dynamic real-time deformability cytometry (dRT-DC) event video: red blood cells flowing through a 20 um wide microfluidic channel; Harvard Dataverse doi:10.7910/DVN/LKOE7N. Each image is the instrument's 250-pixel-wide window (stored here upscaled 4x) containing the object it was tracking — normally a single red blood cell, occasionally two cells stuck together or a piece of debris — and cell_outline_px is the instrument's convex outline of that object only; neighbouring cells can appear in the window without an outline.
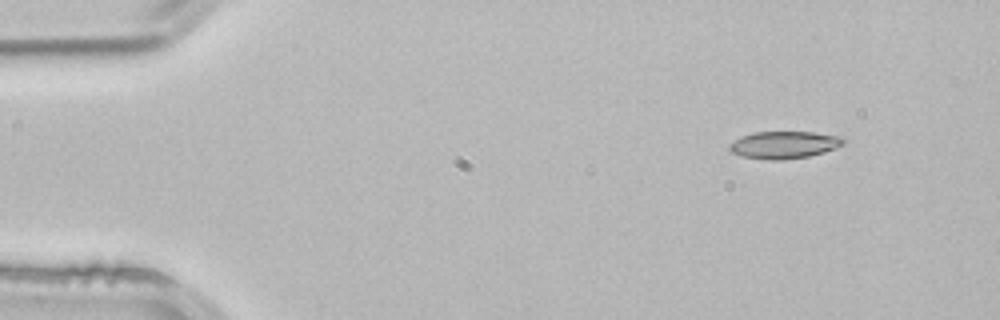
{"species": "common noctule bat (a hibernating species)", "species_latin": "Nyctalus noctula", "temperature_condition": "room temperature", "stored_images_in_passage": 3, "camera_frame_rate_fps": 3000, "um_per_image_px": 0.085, "animal": {"sex": "male", "body_mass_g": 21.5, "forearm_length_mm": 52.0}, "frame": {"image": 1, "passage_image": 1, "time_ms": 0.0, "image_size_px": [1000, 320], "cell_outline_px": [[844, 144], [836, 148], [824, 152], [808, 156], [780, 160], [768, 160], [744, 156], [732, 152], [728, 148], [728, 144], [740, 136], [756, 132], [816, 132], [844, 136]], "centroid_in_image_um": [66.67, 12.3], "position_along_channel_um": 18.3, "area_um2": 18.21}}
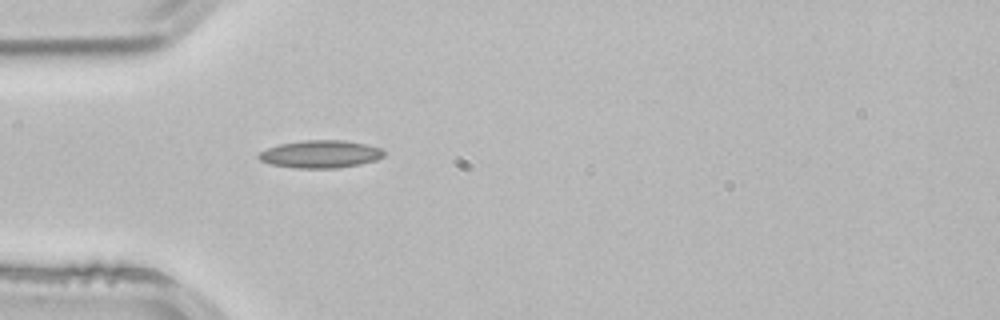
{"frame": {"image": 2, "passage_image": 3, "time_ms": 0.667, "image_size_px": [1000, 320], "cell_outline_px": [[384, 156], [376, 160], [360, 164], [336, 168], [292, 168], [268, 164], [260, 160], [256, 156], [260, 152], [268, 148], [280, 144], [304, 140], [344, 140], [364, 144], [380, 148], [384, 152]], "centroid_in_image_um": [27.2, 13.11], "position_along_channel_um": 57.8, "area_um2": 20.17}}